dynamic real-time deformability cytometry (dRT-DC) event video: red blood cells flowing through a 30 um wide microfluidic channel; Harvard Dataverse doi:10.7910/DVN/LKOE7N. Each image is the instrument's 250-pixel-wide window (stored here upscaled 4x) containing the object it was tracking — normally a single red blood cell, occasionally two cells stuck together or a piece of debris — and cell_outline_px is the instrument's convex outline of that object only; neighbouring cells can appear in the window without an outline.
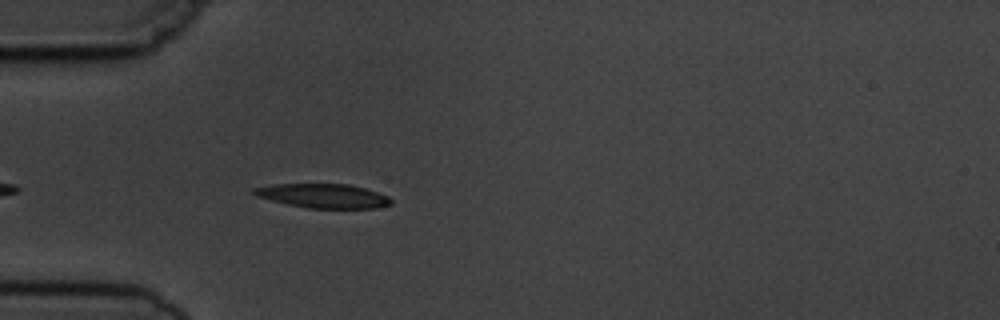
{"species": "common noctule bat (a hibernating species)", "species_latin": "Nyctalus noctula", "temperature_condition": "cold", "stored_images_in_passage": 3, "camera_frame_rate_fps": 3000, "um_per_image_px": 0.085, "animal": {"sex": "male", "body_mass_g": 19.5, "forearm_length_mm": 54.6}, "frame": {"image": 1, "passage_image": 3, "time_ms": 3.333, "image_size_px": [1000, 320], "cell_outline_px": [[392, 204], [376, 208], [308, 208], [288, 204], [256, 196], [252, 192], [252, 188], [272, 184], [348, 184], [364, 188], [388, 196], [392, 200]], "centroid_in_image_um": [27.47, 16.64], "position_along_channel_um": 57.5, "area_um2": 19.19}}